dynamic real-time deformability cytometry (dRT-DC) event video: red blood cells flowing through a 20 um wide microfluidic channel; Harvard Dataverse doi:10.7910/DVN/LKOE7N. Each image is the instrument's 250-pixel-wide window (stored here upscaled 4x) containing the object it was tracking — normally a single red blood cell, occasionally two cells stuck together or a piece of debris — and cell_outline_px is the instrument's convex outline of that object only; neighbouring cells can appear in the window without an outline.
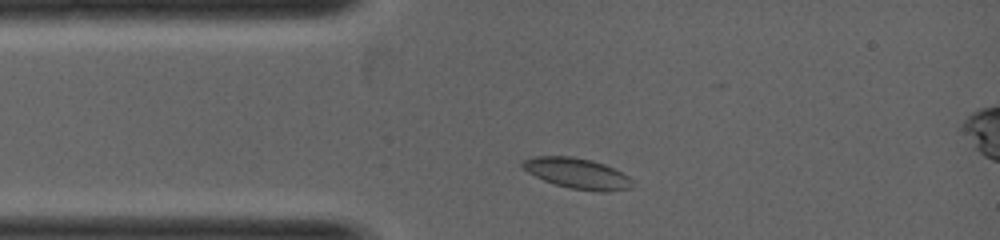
{"species": "common noctule bat (a hibernating species)", "species_latin": "Nyctalus noctula", "temperature_condition": "warm", "stored_images_in_passage": 26, "camera_frame_rate_fps": 5000, "um_per_image_px": 0.085, "animal": {"sex": "female", "body_mass_g": 19.0, "forearm_length_mm": 53.3}, "frame": {"image": 1, "passage_image": 2, "time_ms": 0.2, "image_size_px": [1000, 240], "cell_outline_px": [[632, 188], [604, 192], [600, 192], [568, 188], [544, 180], [528, 172], [520, 164], [524, 160], [532, 156], [572, 156], [592, 160], [604, 164], [628, 176], [632, 180]], "centroid_in_image_um": [49.06, 14.74], "position_along_channel_um": 35.9, "area_um2": 19.48}}
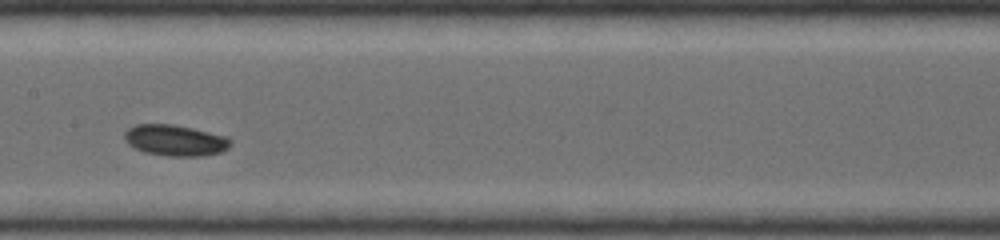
{"frame": {"image": 2, "passage_image": 12, "time_ms": 2.2, "image_size_px": [1000, 240], "cell_outline_px": [[232, 144], [228, 148], [220, 152], [204, 156], [168, 156], [144, 152], [128, 144], [124, 140], [124, 132], [128, 128], [136, 124], [172, 124], [192, 128], [228, 136], [232, 140]], "centroid_in_image_um": [14.91, 11.92], "position_along_channel_um": 192.5, "area_um2": 19.36}}
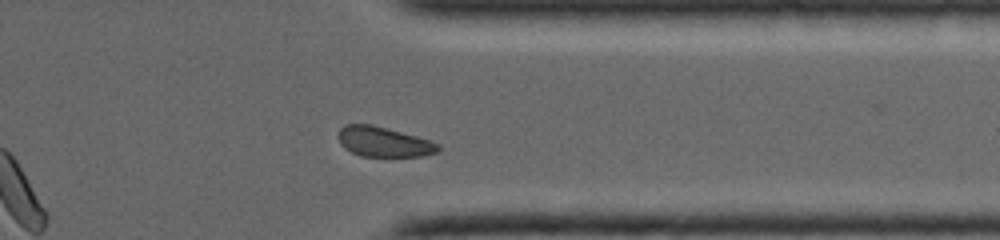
{"frame": {"image": 3, "passage_image": 23, "time_ms": 4.4, "image_size_px": [1000, 240], "cell_outline_px": [[440, 148], [436, 152], [424, 156], [360, 156], [344, 148], [340, 144], [336, 136], [340, 128], [344, 124], [372, 124], [432, 140], [440, 144]], "centroid_in_image_um": [32.59, 12.04], "position_along_channel_um": 378.8, "area_um2": 17.69}}